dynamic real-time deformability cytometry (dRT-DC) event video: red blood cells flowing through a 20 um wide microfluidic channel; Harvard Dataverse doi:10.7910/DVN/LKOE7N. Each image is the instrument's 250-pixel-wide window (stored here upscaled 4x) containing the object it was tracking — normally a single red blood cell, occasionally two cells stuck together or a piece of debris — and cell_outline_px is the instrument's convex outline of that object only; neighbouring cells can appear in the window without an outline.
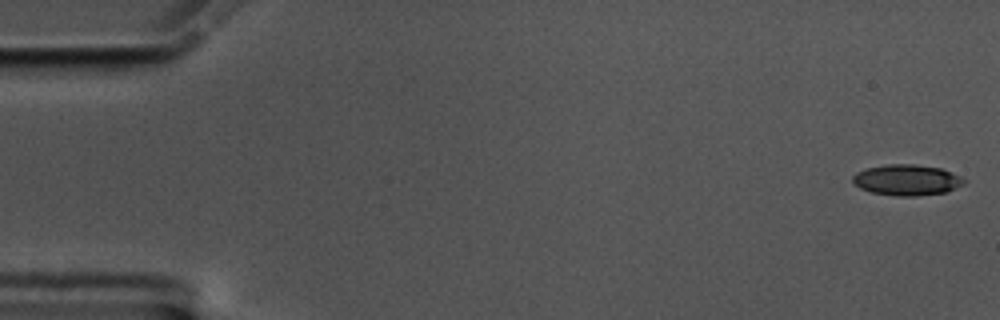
{"species": "common noctule bat (a hibernating species)", "species_latin": "Nyctalus noctula", "temperature_condition": "cold", "stored_images_in_passage": 57, "camera_frame_rate_fps": 3000, "um_per_image_px": 0.085, "animal": {"sex": "male", "body_mass_g": 17.5, "forearm_length_mm": 52.3}, "frame": {"image": 1, "passage_image": 1, "time_ms": 0.0, "image_size_px": [1000, 320], "cell_outline_px": [[968, 180], [964, 184], [944, 192], [916, 196], [896, 196], [872, 192], [860, 188], [852, 184], [852, 176], [856, 172], [864, 168], [888, 164], [912, 164], [940, 168], [960, 176]], "centroid_in_image_um": [77.04, 15.29], "position_along_channel_um": 8.0, "area_um2": 20.06}}
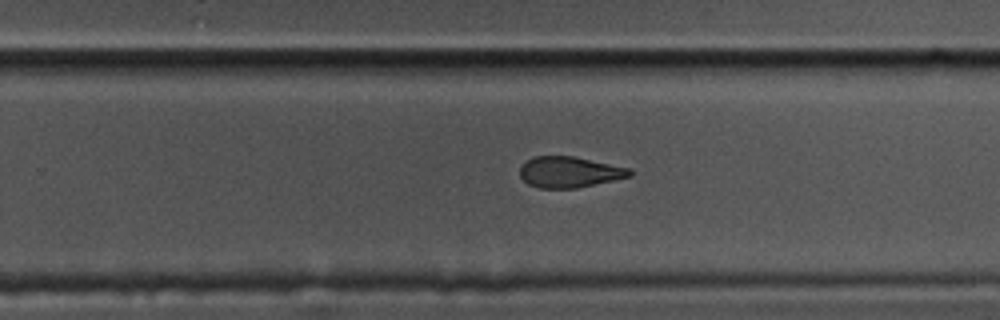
{"frame": {"image": 2, "passage_image": 36, "time_ms": 11.667, "image_size_px": [1000, 320], "cell_outline_px": [[632, 176], [576, 188], [536, 188], [528, 184], [520, 176], [520, 164], [532, 156], [572, 156], [632, 168]], "centroid_in_image_um": [48.38, 14.62], "position_along_channel_um": 281.4, "area_um2": 19.94}}
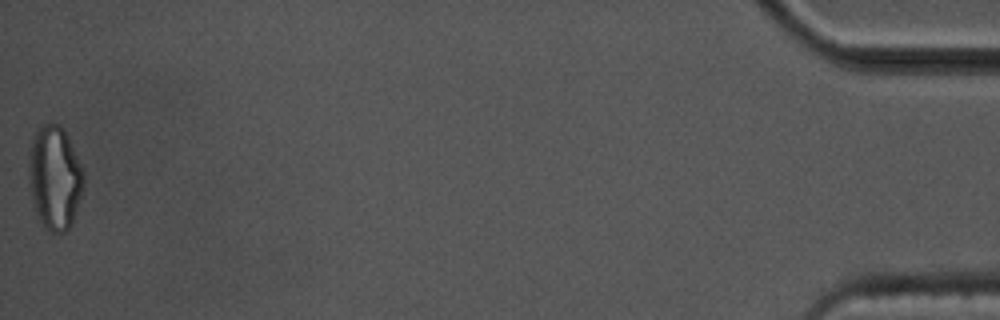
{"frame": {"image": 3, "passage_image": 57, "time_ms": 18.667, "image_size_px": [1000, 320], "cell_outline_px": [[84, 188], [72, 224], [64, 232], [52, 232], [44, 228], [36, 212], [32, 196], [28, 168], [28, 152], [36, 128], [40, 124], [48, 120], [60, 124], [64, 128], [84, 172]], "centroid_in_image_um": [4.65, 15.03], "position_along_channel_um": 430.6, "area_um2": 33.64}, "authors_computed_cell_mechanics": {"area_um2": 21.2126, "velocity_mm_per_s": 3.5225, "shape_relaxation_time_tau1_ms": 3.5715, "shape_relaxation_time_tau2_ms": 2.741, "deformation_change_tau1": 0.1437, "deformation_change_tau2": 0.109}}